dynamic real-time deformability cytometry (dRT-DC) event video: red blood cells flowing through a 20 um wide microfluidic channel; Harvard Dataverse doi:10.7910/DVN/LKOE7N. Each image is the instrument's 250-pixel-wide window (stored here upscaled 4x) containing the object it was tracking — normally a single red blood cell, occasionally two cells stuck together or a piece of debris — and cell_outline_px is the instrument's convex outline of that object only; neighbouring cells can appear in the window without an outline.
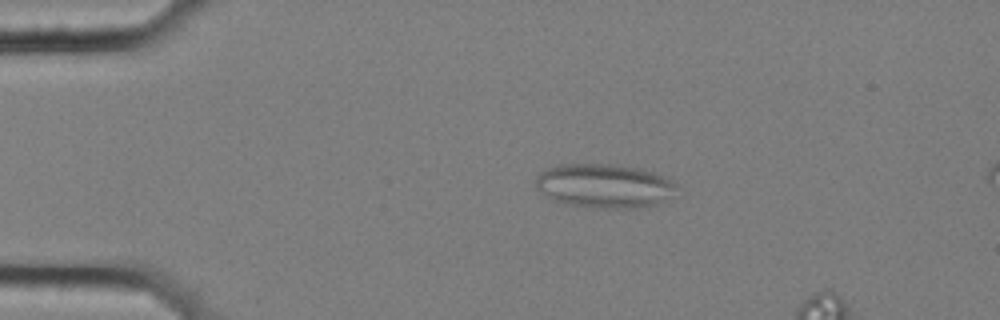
{"species": "common noctule bat (a hibernating species)", "species_latin": "Nyctalus noctula", "temperature_condition": "cold", "stored_images_in_passage": 15, "camera_frame_rate_fps": 3000, "um_per_image_px": 0.085, "animal": {"sex": "female", "body_mass_g": 25.1}, "frame": {"image": 1, "passage_image": 12, "time_ms": 3.667, "image_size_px": [1000, 320], "cell_outline_px": [[676, 184], [668, 196], [656, 204], [648, 208], [592, 208], [564, 204], [552, 200], [544, 196], [536, 188], [536, 176], [540, 172], [548, 168], [560, 164], [616, 164], [644, 168]], "centroid_in_image_um": [51.27, 15.8], "position_along_channel_um": 33.7, "area_um2": 36.24}}